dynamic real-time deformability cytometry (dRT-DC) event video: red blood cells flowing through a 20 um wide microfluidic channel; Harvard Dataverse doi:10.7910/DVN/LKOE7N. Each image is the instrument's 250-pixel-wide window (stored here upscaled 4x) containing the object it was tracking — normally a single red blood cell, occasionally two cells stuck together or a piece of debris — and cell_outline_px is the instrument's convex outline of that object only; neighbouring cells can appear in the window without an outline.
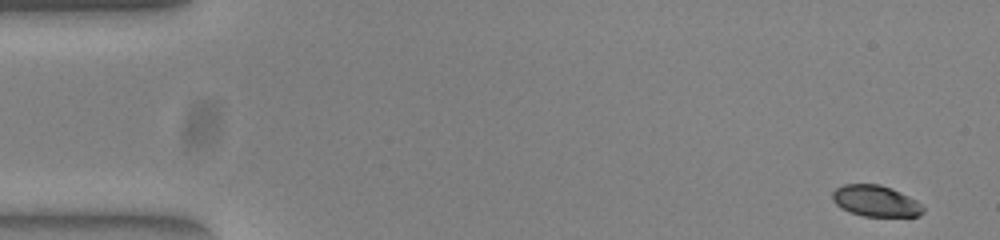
{"species": "common noctule bat (a hibernating species)", "species_latin": "Nyctalus noctula", "temperature_condition": "warm", "stored_images_in_passage": 52, "camera_frame_rate_fps": 3000, "um_per_image_px": 0.085, "animal": {"sex": "female", "body_mass_g": 23.0, "forearm_length_mm": 53.4}, "frame": {"image": 1, "passage_image": 1, "time_ms": 0.0, "image_size_px": [1000, 240], "cell_outline_px": [[924, 212], [916, 216], [864, 216], [840, 208], [832, 200], [832, 192], [836, 188], [844, 184], [880, 184], [900, 192], [916, 200], [924, 208]], "centroid_in_image_um": [74.41, 17.07], "position_along_channel_um": 10.6, "area_um2": 16.36}}
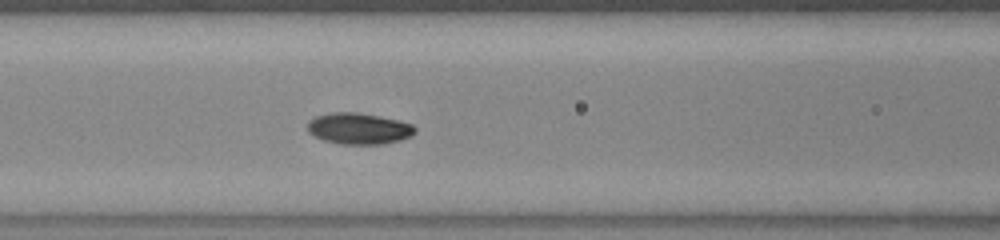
{"frame": {"image": 2, "passage_image": 21, "time_ms": 6.667, "image_size_px": [1000, 240], "cell_outline_px": [[416, 132], [412, 136], [400, 140], [384, 144], [340, 144], [324, 140], [308, 132], [308, 120], [316, 116], [332, 112], [356, 112], [380, 116], [412, 124], [416, 128]], "centroid_in_image_um": [30.51, 10.93], "position_along_channel_um": 136.1, "area_um2": 19.59}}
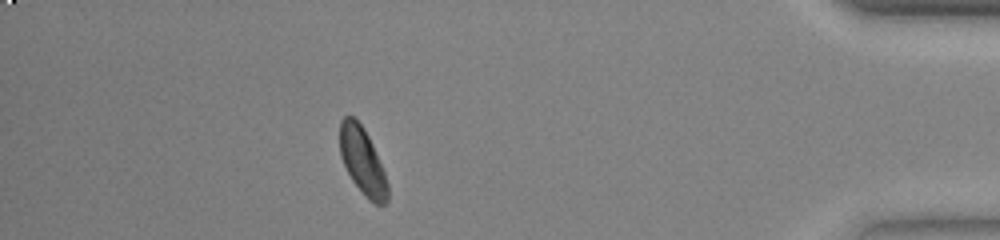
{"frame": {"image": 3, "passage_image": 46, "time_ms": 15.0, "image_size_px": [1000, 240], "cell_outline_px": [[388, 200], [384, 204], [376, 204], [368, 200], [352, 180], [340, 156], [340, 120], [344, 116], [352, 116], [364, 128], [372, 144], [384, 172], [388, 184]], "centroid_in_image_um": [30.81, 13.7], "position_along_channel_um": 404.4, "area_um2": 18.44}, "authors_computed_cell_mechanics": {"area_um2": 18.5538, "velocity_mm_per_s": 3.828, "shape_relaxation_time_tau1_ms": 2.4665, "shape_relaxation_time_tau2_ms": null, "deformation_change_tau1": 0.1089, "deformation_change_tau2": null}}